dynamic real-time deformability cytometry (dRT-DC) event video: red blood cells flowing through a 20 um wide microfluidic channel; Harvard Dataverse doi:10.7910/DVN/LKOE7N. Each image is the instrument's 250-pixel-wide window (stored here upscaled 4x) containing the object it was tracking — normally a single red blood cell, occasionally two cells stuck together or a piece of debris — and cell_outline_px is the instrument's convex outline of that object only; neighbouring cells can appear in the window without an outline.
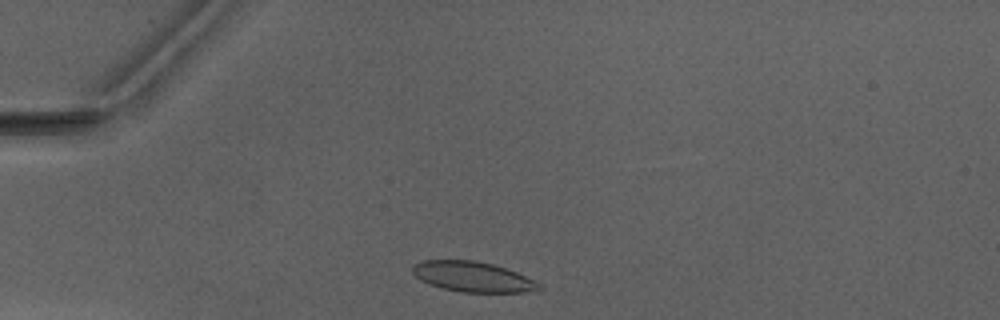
{"species": "Egyptian fruit bat (a non-hibernating species)", "species_latin": "Rousettus aegyptiacus", "temperature_condition": "warm", "stored_images_in_passage": 2, "camera_frame_rate_fps": 3000, "um_per_image_px": 0.085, "animal": {"sex": "male"}, "frame": {"image": 1, "passage_image": 1, "time_ms": 0.0, "image_size_px": [1000, 320], "cell_outline_px": [[544, 288], [524, 292], [460, 292], [444, 288], [420, 280], [412, 272], [412, 264], [424, 260], [476, 260], [492, 264], [516, 272], [540, 284]], "centroid_in_image_um": [40.15, 23.51], "position_along_channel_um": 44.9, "area_um2": 22.02}}